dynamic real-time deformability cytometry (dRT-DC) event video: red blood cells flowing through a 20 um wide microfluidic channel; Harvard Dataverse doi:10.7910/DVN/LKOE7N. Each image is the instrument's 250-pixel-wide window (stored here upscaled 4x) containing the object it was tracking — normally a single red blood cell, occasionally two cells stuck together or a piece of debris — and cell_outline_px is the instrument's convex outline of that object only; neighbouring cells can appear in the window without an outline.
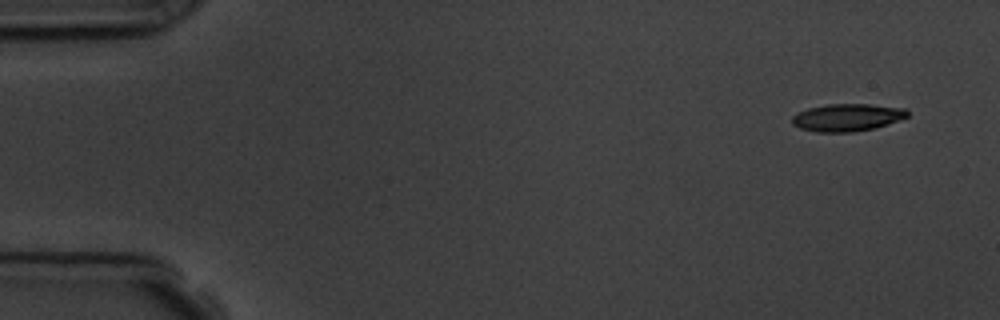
{"species": "common noctule bat (a hibernating species)", "species_latin": "Nyctalus noctula", "temperature_condition": "room temperature", "stored_images_in_passage": 6, "camera_frame_rate_fps": 3000, "um_per_image_px": 0.085, "animal": {"sex": "male", "body_mass_g": 19.5, "forearm_length_mm": 54.6}, "frame": {"image": 1, "passage_image": 1, "time_ms": 0.0, "image_size_px": [1000, 320], "cell_outline_px": [[908, 116], [876, 128], [852, 132], [816, 132], [800, 128], [792, 124], [792, 116], [796, 112], [808, 108], [828, 104], [868, 104], [904, 108], [908, 112]], "centroid_in_image_um": [71.97, 9.98], "position_along_channel_um": 13.0, "area_um2": 18.44}}
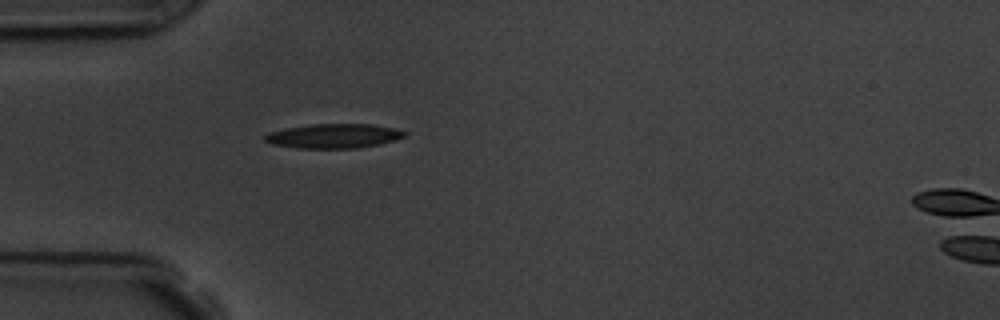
{"frame": {"image": 2, "passage_image": 5, "time_ms": 4.333, "image_size_px": [1000, 320], "cell_outline_px": [[408, 132], [404, 136], [396, 140], [380, 144], [360, 148], [296, 148], [272, 144], [264, 140], [264, 136], [268, 132], [288, 128], [312, 124], [372, 124], [396, 128]], "centroid_in_image_um": [28.4, 11.56], "position_along_channel_um": 56.6, "area_um2": 19.94}}